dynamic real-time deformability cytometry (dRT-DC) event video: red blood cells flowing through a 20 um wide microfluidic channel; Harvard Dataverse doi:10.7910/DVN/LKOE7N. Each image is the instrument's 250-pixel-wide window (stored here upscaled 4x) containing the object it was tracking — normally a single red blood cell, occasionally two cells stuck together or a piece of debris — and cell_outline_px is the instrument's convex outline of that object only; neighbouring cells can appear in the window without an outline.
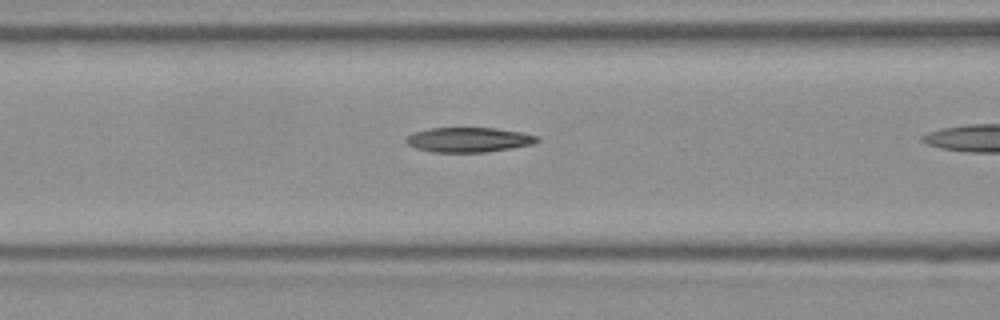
{"species": "Egyptian fruit bat (a non-hibernating species)", "species_latin": "Rousettus aegyptiacus", "temperature_condition": "room temperature", "stored_images_in_passage": 24, "camera_frame_rate_fps": 3000, "um_per_image_px": 0.085, "frame": {"image": 1, "passage_image": 17, "time_ms": 5.333, "image_size_px": [1000, 320], "cell_outline_px": [[540, 140], [532, 144], [512, 148], [484, 152], [432, 152], [416, 148], [408, 144], [404, 140], [408, 136], [416, 132], [428, 128], [496, 128], [520, 132], [536, 136]], "centroid_in_image_um": [39.82, 11.88], "position_along_channel_um": 126.8, "area_um2": 18.73}}